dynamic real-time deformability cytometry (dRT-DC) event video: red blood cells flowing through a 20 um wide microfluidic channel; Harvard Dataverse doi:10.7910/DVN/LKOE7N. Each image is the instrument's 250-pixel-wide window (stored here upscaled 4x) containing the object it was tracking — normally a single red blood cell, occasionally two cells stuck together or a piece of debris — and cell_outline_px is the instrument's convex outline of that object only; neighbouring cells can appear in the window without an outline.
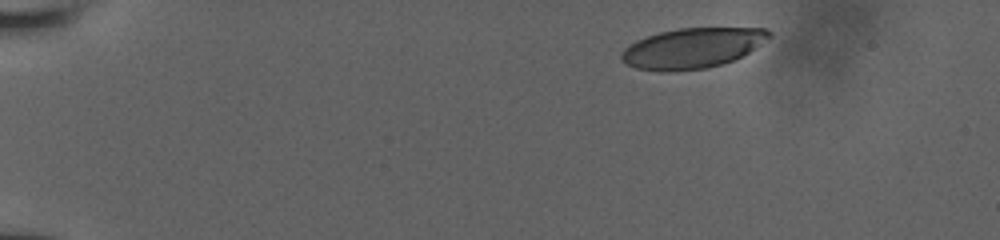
{"species": "human", "species_latin": "Homo sapiens", "temperature_condition": "room temperature", "stored_images_in_passage": 6, "camera_frame_rate_fps": 3000, "um_per_image_px": 0.085, "donor": {"sex": "male"}, "frame": {"image": 1, "passage_image": 1, "time_ms": 0.0, "image_size_px": [1000, 240], "cell_outline_px": [[772, 36], [736, 60], [724, 64], [704, 68], [668, 72], [660, 72], [636, 68], [624, 64], [620, 60], [620, 52], [624, 48], [636, 40], [660, 32], [680, 28], [768, 28], [772, 32]], "centroid_in_image_um": [58.82, 4.1], "position_along_channel_um": 26.2, "area_um2": 34.91}}
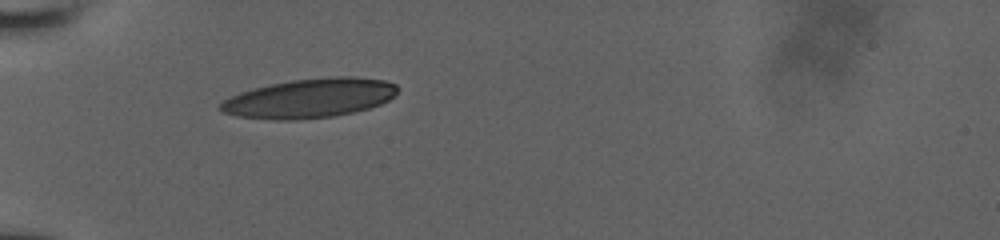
{"frame": {"image": 2, "passage_image": 5, "time_ms": 3.333, "image_size_px": [1000, 240], "cell_outline_px": [[396, 92], [388, 100], [380, 104], [368, 108], [352, 112], [332, 116], [296, 120], [276, 120], [236, 116], [224, 112], [216, 108], [224, 100], [240, 92], [272, 84], [292, 80], [332, 76], [356, 76], [384, 80], [396, 84]], "centroid_in_image_um": [26.31, 8.34], "position_along_channel_um": 58.7, "area_um2": 40.29}}